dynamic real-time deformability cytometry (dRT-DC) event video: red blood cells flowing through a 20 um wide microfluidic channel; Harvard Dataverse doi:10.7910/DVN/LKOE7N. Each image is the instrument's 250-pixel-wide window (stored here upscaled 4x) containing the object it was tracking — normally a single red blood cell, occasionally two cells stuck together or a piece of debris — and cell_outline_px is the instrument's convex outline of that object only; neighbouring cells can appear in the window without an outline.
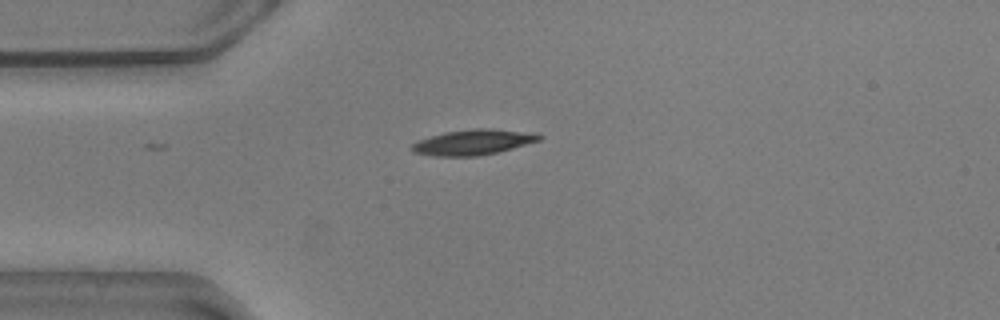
{"species": "common noctule bat (a hibernating species)", "species_latin": "Nyctalus noctula", "temperature_condition": "warm", "stored_images_in_passage": 41, "camera_frame_rate_fps": 3000, "um_per_image_px": 0.085, "animal": {"sex": "male", "body_mass_g": 20.5, "forearm_length_mm": 52.5}, "frame": {"image": 1, "passage_image": 1, "time_ms": 0.0, "image_size_px": [1000, 320], "cell_outline_px": [[544, 136], [540, 140], [512, 148], [496, 152], [476, 156], [432, 156], [412, 152], [408, 148], [416, 140], [444, 132], [472, 128], [492, 128], [532, 132]], "centroid_in_image_um": [40.17, 12.07], "position_along_channel_um": 44.8, "area_um2": 19.07}}
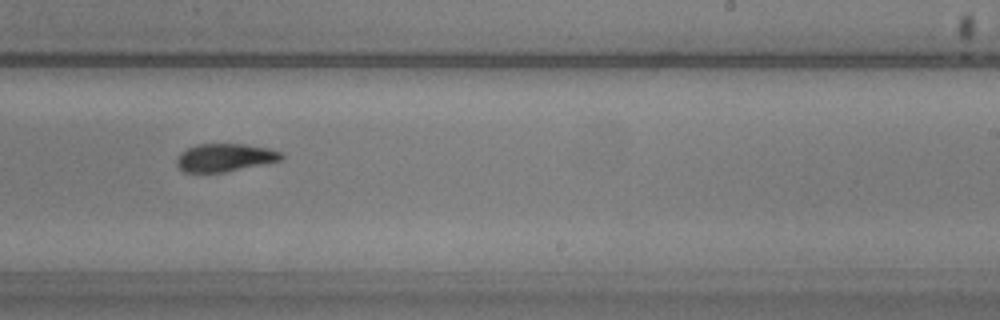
{"frame": {"image": 2, "passage_image": 21, "time_ms": 6.667, "image_size_px": [1000, 320], "cell_outline_px": [[284, 156], [280, 160], [224, 172], [184, 172], [176, 164], [176, 160], [180, 152], [196, 144], [244, 144], [268, 148], [280, 152]], "centroid_in_image_um": [19.07, 13.38], "position_along_channel_um": 269.9, "area_um2": 16.82}}
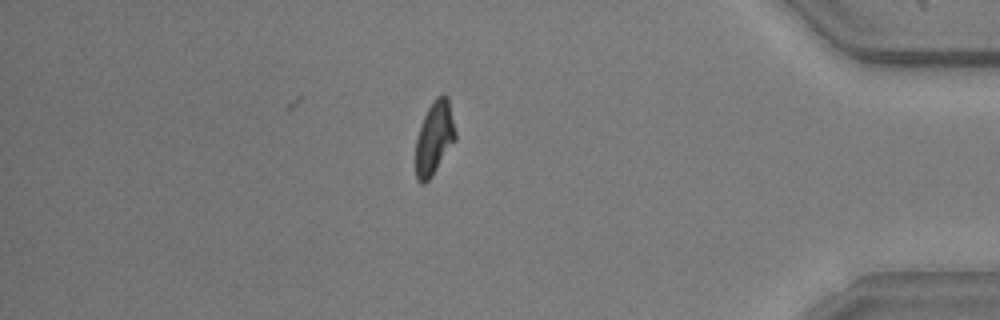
{"frame": {"image": 3, "passage_image": 35, "time_ms": 11.333, "image_size_px": [1000, 320], "cell_outline_px": [[456, 140], [432, 176], [424, 184], [420, 184], [416, 180], [416, 140], [420, 124], [428, 108], [436, 96], [444, 92], [448, 96], [456, 132]], "centroid_in_image_um": [36.92, 11.71], "position_along_channel_um": 398.3, "area_um2": 17.22}, "authors_computed_cell_mechanics": {"area_um2": 17.8024, "velocity_mm_per_s": 3.5762, "shape_relaxation_time_tau1_ms": 3.5182, "shape_relaxation_time_tau2_ms": 4.378, "deformation_change_tau1": 0.1473, "deformation_change_tau2": 0.0902}}